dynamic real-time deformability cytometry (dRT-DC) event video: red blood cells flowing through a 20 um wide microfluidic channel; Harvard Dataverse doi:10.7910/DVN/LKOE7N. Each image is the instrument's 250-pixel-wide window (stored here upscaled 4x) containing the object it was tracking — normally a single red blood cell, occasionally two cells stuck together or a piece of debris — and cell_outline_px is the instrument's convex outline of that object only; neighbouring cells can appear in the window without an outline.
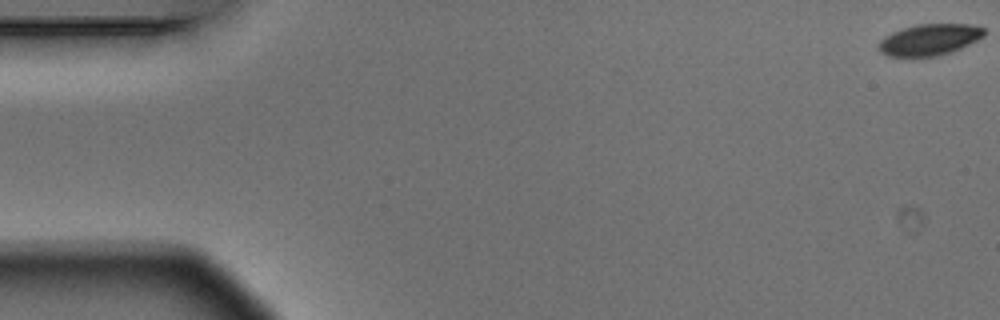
{"species": "Egyptian fruit bat (a non-hibernating species)", "species_latin": "Rousettus aegyptiacus", "temperature_condition": "warm", "stored_images_in_passage": 7, "camera_frame_rate_fps": 3000, "um_per_image_px": 0.085, "animal": {"sex": "male"}, "frame": {"image": 1, "passage_image": 1, "time_ms": 0.0, "image_size_px": [1000, 320], "cell_outline_px": [[984, 36], [960, 48], [936, 56], [888, 56], [880, 52], [880, 40], [884, 36], [892, 32], [916, 24], [968, 24], [984, 28]], "centroid_in_image_um": [78.99, 3.36], "position_along_channel_um": 6.0, "area_um2": 18.9}}
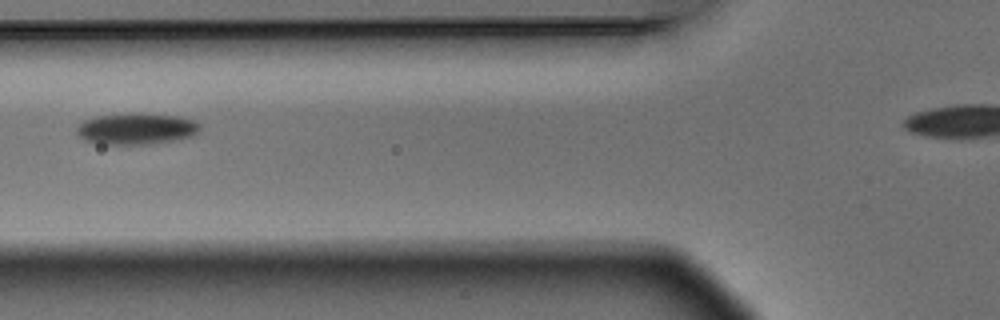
{"frame": {"image": 2, "passage_image": 7, "time_ms": 2.0, "image_size_px": [1000, 320], "cell_outline_px": [[200, 128], [196, 136], [176, 140], [152, 144], [100, 144], [84, 140], [76, 132], [76, 128], [84, 120], [96, 116], [176, 116], [192, 120], [200, 124]], "centroid_in_image_um": [11.61, 11.01], "position_along_channel_um": 114.2, "area_um2": 21.62}}